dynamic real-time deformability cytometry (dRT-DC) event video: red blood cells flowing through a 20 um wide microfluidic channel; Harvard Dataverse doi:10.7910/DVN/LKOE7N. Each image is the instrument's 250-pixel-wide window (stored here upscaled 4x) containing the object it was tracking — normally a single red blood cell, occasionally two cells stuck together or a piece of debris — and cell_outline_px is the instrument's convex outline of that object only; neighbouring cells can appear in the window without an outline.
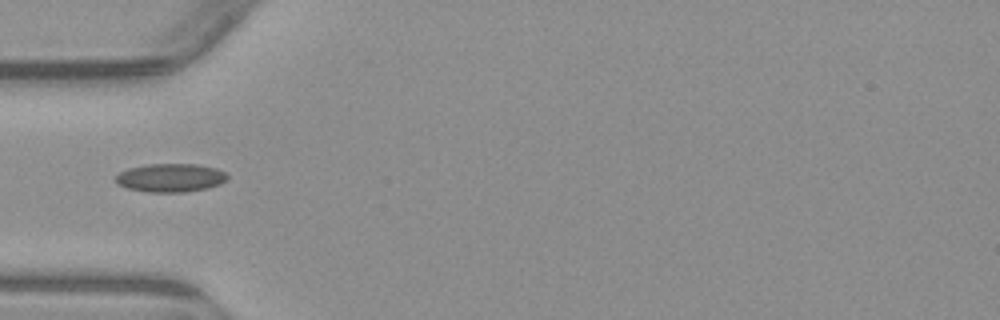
{"species": "common noctule bat (a hibernating species)", "species_latin": "Nyctalus noctula", "temperature_condition": "warm", "stored_images_in_passage": 6, "camera_frame_rate_fps": 3000, "um_per_image_px": 0.085, "animal": {"sex": "male", "body_mass_g": 23.1, "forearm_length_mm": 52.7}, "frame": {"image": 1, "passage_image": 4, "time_ms": 3.667, "image_size_px": [1000, 320], "cell_outline_px": [[228, 180], [220, 184], [208, 188], [184, 192], [148, 192], [128, 188], [116, 184], [116, 176], [120, 172], [128, 168], [148, 164], [196, 164], [216, 168], [224, 172], [228, 176]], "centroid_in_image_um": [14.51, 15.11], "position_along_channel_um": 70.5, "area_um2": 18.55}}
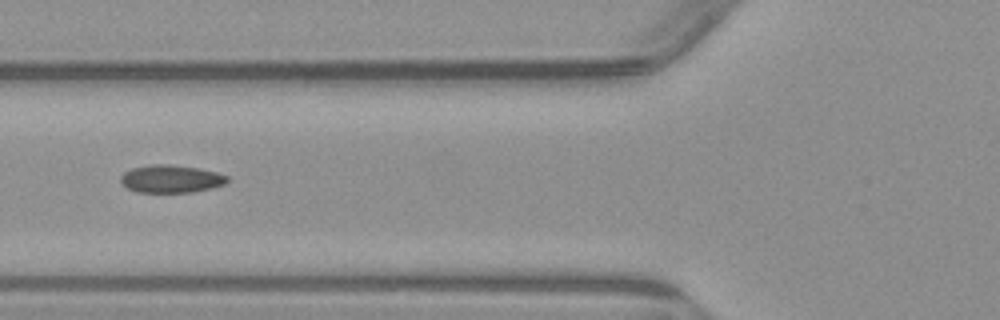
{"frame": {"image": 2, "passage_image": 5, "time_ms": 4.667, "image_size_px": [1000, 320], "cell_outline_px": [[228, 180], [224, 184], [212, 188], [192, 192], [136, 192], [128, 188], [120, 180], [120, 176], [124, 172], [132, 168], [148, 164], [168, 164], [196, 168], [216, 172], [228, 176]], "centroid_in_image_um": [14.52, 15.2], "position_along_channel_um": 111.3, "area_um2": 17.17}}
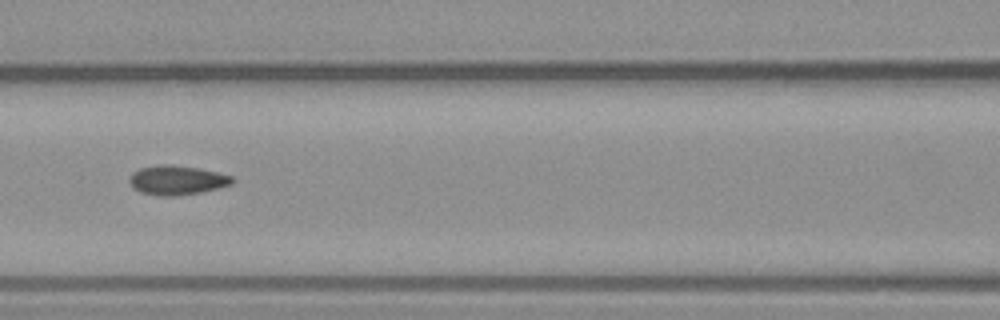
{"frame": {"image": 3, "passage_image": 6, "time_ms": 5.667, "image_size_px": [1000, 320], "cell_outline_px": [[236, 180], [232, 184], [200, 192], [176, 196], [160, 196], [140, 192], [132, 188], [128, 180], [132, 172], [140, 168], [160, 164], [172, 164], [196, 168], [216, 172], [232, 176]], "centroid_in_image_um": [15.0, 15.31], "position_along_channel_um": 151.6, "area_um2": 17.63}}